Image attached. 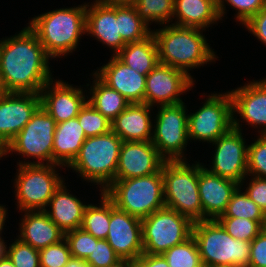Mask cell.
<instances>
[{"label": "cell", "instance_id": "cell-1", "mask_svg": "<svg viewBox=\"0 0 266 267\" xmlns=\"http://www.w3.org/2000/svg\"><path fill=\"white\" fill-rule=\"evenodd\" d=\"M49 60L53 59L29 26L15 35L1 38L0 70L4 92L40 94L54 78Z\"/></svg>", "mask_w": 266, "mask_h": 267}, {"label": "cell", "instance_id": "cell-2", "mask_svg": "<svg viewBox=\"0 0 266 267\" xmlns=\"http://www.w3.org/2000/svg\"><path fill=\"white\" fill-rule=\"evenodd\" d=\"M159 27L152 30L159 63L183 70L193 78L192 69L215 63L219 58L203 35L205 30L174 24Z\"/></svg>", "mask_w": 266, "mask_h": 267}, {"label": "cell", "instance_id": "cell-3", "mask_svg": "<svg viewBox=\"0 0 266 267\" xmlns=\"http://www.w3.org/2000/svg\"><path fill=\"white\" fill-rule=\"evenodd\" d=\"M86 4L56 8L28 21L27 25L52 59L58 61L77 50L81 36L86 35Z\"/></svg>", "mask_w": 266, "mask_h": 267}, {"label": "cell", "instance_id": "cell-4", "mask_svg": "<svg viewBox=\"0 0 266 267\" xmlns=\"http://www.w3.org/2000/svg\"><path fill=\"white\" fill-rule=\"evenodd\" d=\"M122 143L112 130L87 137L67 170L71 169L83 182L97 185L98 191L103 192L115 180Z\"/></svg>", "mask_w": 266, "mask_h": 267}, {"label": "cell", "instance_id": "cell-5", "mask_svg": "<svg viewBox=\"0 0 266 267\" xmlns=\"http://www.w3.org/2000/svg\"><path fill=\"white\" fill-rule=\"evenodd\" d=\"M103 193L114 206L139 219L165 207L162 168L148 176L115 179Z\"/></svg>", "mask_w": 266, "mask_h": 267}, {"label": "cell", "instance_id": "cell-6", "mask_svg": "<svg viewBox=\"0 0 266 267\" xmlns=\"http://www.w3.org/2000/svg\"><path fill=\"white\" fill-rule=\"evenodd\" d=\"M192 236L208 267H249L251 242L234 239L216 219L194 222Z\"/></svg>", "mask_w": 266, "mask_h": 267}, {"label": "cell", "instance_id": "cell-7", "mask_svg": "<svg viewBox=\"0 0 266 267\" xmlns=\"http://www.w3.org/2000/svg\"><path fill=\"white\" fill-rule=\"evenodd\" d=\"M165 207L193 223L203 220L198 190V161H165L162 165Z\"/></svg>", "mask_w": 266, "mask_h": 267}, {"label": "cell", "instance_id": "cell-8", "mask_svg": "<svg viewBox=\"0 0 266 267\" xmlns=\"http://www.w3.org/2000/svg\"><path fill=\"white\" fill-rule=\"evenodd\" d=\"M13 188L18 212L44 210L55 191L65 181L55 164L17 165ZM57 169V170H56Z\"/></svg>", "mask_w": 266, "mask_h": 267}, {"label": "cell", "instance_id": "cell-9", "mask_svg": "<svg viewBox=\"0 0 266 267\" xmlns=\"http://www.w3.org/2000/svg\"><path fill=\"white\" fill-rule=\"evenodd\" d=\"M56 121L40 106L30 121L0 153V160L9 154H19L20 164H53V142ZM29 159V160H26ZM30 159H33L31 162ZM34 159L36 161H34Z\"/></svg>", "mask_w": 266, "mask_h": 267}, {"label": "cell", "instance_id": "cell-10", "mask_svg": "<svg viewBox=\"0 0 266 267\" xmlns=\"http://www.w3.org/2000/svg\"><path fill=\"white\" fill-rule=\"evenodd\" d=\"M181 102L173 105L157 106L154 114L151 142L165 161H188V109Z\"/></svg>", "mask_w": 266, "mask_h": 267}, {"label": "cell", "instance_id": "cell-11", "mask_svg": "<svg viewBox=\"0 0 266 267\" xmlns=\"http://www.w3.org/2000/svg\"><path fill=\"white\" fill-rule=\"evenodd\" d=\"M201 95L207 97L203 105L188 113V137L190 142L210 144L233 127L232 98L229 91Z\"/></svg>", "mask_w": 266, "mask_h": 267}, {"label": "cell", "instance_id": "cell-12", "mask_svg": "<svg viewBox=\"0 0 266 267\" xmlns=\"http://www.w3.org/2000/svg\"><path fill=\"white\" fill-rule=\"evenodd\" d=\"M144 254H163L192 236L193 222L164 207L141 219Z\"/></svg>", "mask_w": 266, "mask_h": 267}, {"label": "cell", "instance_id": "cell-13", "mask_svg": "<svg viewBox=\"0 0 266 267\" xmlns=\"http://www.w3.org/2000/svg\"><path fill=\"white\" fill-rule=\"evenodd\" d=\"M241 130L231 128L226 134L210 143L214 146L212 165L203 166L211 173L241 183L248 175V145ZM208 166V168L206 167Z\"/></svg>", "mask_w": 266, "mask_h": 267}, {"label": "cell", "instance_id": "cell-14", "mask_svg": "<svg viewBox=\"0 0 266 267\" xmlns=\"http://www.w3.org/2000/svg\"><path fill=\"white\" fill-rule=\"evenodd\" d=\"M194 79L183 70L158 63L146 76L144 104L157 107L184 102L181 95L195 87Z\"/></svg>", "mask_w": 266, "mask_h": 267}, {"label": "cell", "instance_id": "cell-15", "mask_svg": "<svg viewBox=\"0 0 266 267\" xmlns=\"http://www.w3.org/2000/svg\"><path fill=\"white\" fill-rule=\"evenodd\" d=\"M228 91L232 98L233 128L243 131L241 123L245 122L258 129V135H266V80L248 81Z\"/></svg>", "mask_w": 266, "mask_h": 267}, {"label": "cell", "instance_id": "cell-16", "mask_svg": "<svg viewBox=\"0 0 266 267\" xmlns=\"http://www.w3.org/2000/svg\"><path fill=\"white\" fill-rule=\"evenodd\" d=\"M41 106L40 94L4 92L0 97V153Z\"/></svg>", "mask_w": 266, "mask_h": 267}, {"label": "cell", "instance_id": "cell-17", "mask_svg": "<svg viewBox=\"0 0 266 267\" xmlns=\"http://www.w3.org/2000/svg\"><path fill=\"white\" fill-rule=\"evenodd\" d=\"M61 79H51L40 91L41 106L60 123L77 117L87 102L85 85L78 87Z\"/></svg>", "mask_w": 266, "mask_h": 267}, {"label": "cell", "instance_id": "cell-18", "mask_svg": "<svg viewBox=\"0 0 266 267\" xmlns=\"http://www.w3.org/2000/svg\"><path fill=\"white\" fill-rule=\"evenodd\" d=\"M106 240L121 259L137 260L143 254L141 219L116 208L110 200Z\"/></svg>", "mask_w": 266, "mask_h": 267}, {"label": "cell", "instance_id": "cell-19", "mask_svg": "<svg viewBox=\"0 0 266 267\" xmlns=\"http://www.w3.org/2000/svg\"><path fill=\"white\" fill-rule=\"evenodd\" d=\"M165 160L151 141H123L115 179H130L158 172Z\"/></svg>", "mask_w": 266, "mask_h": 267}, {"label": "cell", "instance_id": "cell-20", "mask_svg": "<svg viewBox=\"0 0 266 267\" xmlns=\"http://www.w3.org/2000/svg\"><path fill=\"white\" fill-rule=\"evenodd\" d=\"M240 186L234 180L209 172L203 162L198 161V190L203 210V220H214L221 216Z\"/></svg>", "mask_w": 266, "mask_h": 267}, {"label": "cell", "instance_id": "cell-21", "mask_svg": "<svg viewBox=\"0 0 266 267\" xmlns=\"http://www.w3.org/2000/svg\"><path fill=\"white\" fill-rule=\"evenodd\" d=\"M108 63L93 73L108 87L118 91L131 104L144 103L146 75H141L123 63L116 55H111Z\"/></svg>", "mask_w": 266, "mask_h": 267}, {"label": "cell", "instance_id": "cell-22", "mask_svg": "<svg viewBox=\"0 0 266 267\" xmlns=\"http://www.w3.org/2000/svg\"><path fill=\"white\" fill-rule=\"evenodd\" d=\"M86 34L110 48L112 55H116L126 45L119 32L116 6L96 0L86 4Z\"/></svg>", "mask_w": 266, "mask_h": 267}, {"label": "cell", "instance_id": "cell-23", "mask_svg": "<svg viewBox=\"0 0 266 267\" xmlns=\"http://www.w3.org/2000/svg\"><path fill=\"white\" fill-rule=\"evenodd\" d=\"M153 109L144 103H132L111 122V130L122 141H151Z\"/></svg>", "mask_w": 266, "mask_h": 267}, {"label": "cell", "instance_id": "cell-24", "mask_svg": "<svg viewBox=\"0 0 266 267\" xmlns=\"http://www.w3.org/2000/svg\"><path fill=\"white\" fill-rule=\"evenodd\" d=\"M19 232L16 236L37 250L56 244L64 239V232L43 210L21 211Z\"/></svg>", "mask_w": 266, "mask_h": 267}, {"label": "cell", "instance_id": "cell-25", "mask_svg": "<svg viewBox=\"0 0 266 267\" xmlns=\"http://www.w3.org/2000/svg\"><path fill=\"white\" fill-rule=\"evenodd\" d=\"M65 184L64 181L43 210L64 233L81 227L85 208L89 204L72 194Z\"/></svg>", "mask_w": 266, "mask_h": 267}, {"label": "cell", "instance_id": "cell-26", "mask_svg": "<svg viewBox=\"0 0 266 267\" xmlns=\"http://www.w3.org/2000/svg\"><path fill=\"white\" fill-rule=\"evenodd\" d=\"M219 21L221 22V18L217 0H174V25L205 31L208 28L209 31V27L218 25Z\"/></svg>", "mask_w": 266, "mask_h": 267}, {"label": "cell", "instance_id": "cell-27", "mask_svg": "<svg viewBox=\"0 0 266 267\" xmlns=\"http://www.w3.org/2000/svg\"><path fill=\"white\" fill-rule=\"evenodd\" d=\"M86 138L77 117L57 123L53 142V164L68 167L78 155Z\"/></svg>", "mask_w": 266, "mask_h": 267}, {"label": "cell", "instance_id": "cell-28", "mask_svg": "<svg viewBox=\"0 0 266 267\" xmlns=\"http://www.w3.org/2000/svg\"><path fill=\"white\" fill-rule=\"evenodd\" d=\"M90 75H93L91 77L92 84L88 81L85 85L89 90L87 91V101L112 122L131 103L118 91L104 84L93 72ZM89 86L90 88H88Z\"/></svg>", "mask_w": 266, "mask_h": 267}, {"label": "cell", "instance_id": "cell-29", "mask_svg": "<svg viewBox=\"0 0 266 267\" xmlns=\"http://www.w3.org/2000/svg\"><path fill=\"white\" fill-rule=\"evenodd\" d=\"M116 56L128 67L146 76L159 63L158 48L153 34L144 40L126 44Z\"/></svg>", "mask_w": 266, "mask_h": 267}, {"label": "cell", "instance_id": "cell-30", "mask_svg": "<svg viewBox=\"0 0 266 267\" xmlns=\"http://www.w3.org/2000/svg\"><path fill=\"white\" fill-rule=\"evenodd\" d=\"M116 20L126 44L144 40L152 34L151 27L140 18L135 6H116Z\"/></svg>", "mask_w": 266, "mask_h": 267}, {"label": "cell", "instance_id": "cell-31", "mask_svg": "<svg viewBox=\"0 0 266 267\" xmlns=\"http://www.w3.org/2000/svg\"><path fill=\"white\" fill-rule=\"evenodd\" d=\"M98 204H88L85 208L81 229L97 239H106L110 223V199L101 192Z\"/></svg>", "mask_w": 266, "mask_h": 267}, {"label": "cell", "instance_id": "cell-32", "mask_svg": "<svg viewBox=\"0 0 266 267\" xmlns=\"http://www.w3.org/2000/svg\"><path fill=\"white\" fill-rule=\"evenodd\" d=\"M140 18L149 26L172 24L174 0H137L135 3Z\"/></svg>", "mask_w": 266, "mask_h": 267}, {"label": "cell", "instance_id": "cell-33", "mask_svg": "<svg viewBox=\"0 0 266 267\" xmlns=\"http://www.w3.org/2000/svg\"><path fill=\"white\" fill-rule=\"evenodd\" d=\"M219 217H241L254 221H266L265 212L249 198L240 186L232 194L225 212Z\"/></svg>", "mask_w": 266, "mask_h": 267}, {"label": "cell", "instance_id": "cell-34", "mask_svg": "<svg viewBox=\"0 0 266 267\" xmlns=\"http://www.w3.org/2000/svg\"><path fill=\"white\" fill-rule=\"evenodd\" d=\"M234 239L251 242L266 227V221H254L237 217H218L216 219Z\"/></svg>", "mask_w": 266, "mask_h": 267}, {"label": "cell", "instance_id": "cell-35", "mask_svg": "<svg viewBox=\"0 0 266 267\" xmlns=\"http://www.w3.org/2000/svg\"><path fill=\"white\" fill-rule=\"evenodd\" d=\"M162 255L167 260L169 267H194L202 262L193 236L185 242L171 247Z\"/></svg>", "mask_w": 266, "mask_h": 267}, {"label": "cell", "instance_id": "cell-36", "mask_svg": "<svg viewBox=\"0 0 266 267\" xmlns=\"http://www.w3.org/2000/svg\"><path fill=\"white\" fill-rule=\"evenodd\" d=\"M86 137L98 136L111 130V121L96 110L88 101L77 115Z\"/></svg>", "mask_w": 266, "mask_h": 267}, {"label": "cell", "instance_id": "cell-37", "mask_svg": "<svg viewBox=\"0 0 266 267\" xmlns=\"http://www.w3.org/2000/svg\"><path fill=\"white\" fill-rule=\"evenodd\" d=\"M217 2L221 21H223L222 18H224L225 14H227L226 6L230 5L236 13L234 14V19H236L235 21H237V23L239 22V25L242 26L251 17L266 7V0H217Z\"/></svg>", "mask_w": 266, "mask_h": 267}, {"label": "cell", "instance_id": "cell-38", "mask_svg": "<svg viewBox=\"0 0 266 267\" xmlns=\"http://www.w3.org/2000/svg\"><path fill=\"white\" fill-rule=\"evenodd\" d=\"M10 242L12 243L7 246L6 255L15 267H40L39 250L24 243L19 238Z\"/></svg>", "mask_w": 266, "mask_h": 267}, {"label": "cell", "instance_id": "cell-39", "mask_svg": "<svg viewBox=\"0 0 266 267\" xmlns=\"http://www.w3.org/2000/svg\"><path fill=\"white\" fill-rule=\"evenodd\" d=\"M248 145V176L266 178V135H257Z\"/></svg>", "mask_w": 266, "mask_h": 267}, {"label": "cell", "instance_id": "cell-40", "mask_svg": "<svg viewBox=\"0 0 266 267\" xmlns=\"http://www.w3.org/2000/svg\"><path fill=\"white\" fill-rule=\"evenodd\" d=\"M72 257L86 260L94 249V236L82 230L75 229L64 234Z\"/></svg>", "mask_w": 266, "mask_h": 267}, {"label": "cell", "instance_id": "cell-41", "mask_svg": "<svg viewBox=\"0 0 266 267\" xmlns=\"http://www.w3.org/2000/svg\"><path fill=\"white\" fill-rule=\"evenodd\" d=\"M71 257L65 239L39 250L40 267H64Z\"/></svg>", "mask_w": 266, "mask_h": 267}, {"label": "cell", "instance_id": "cell-42", "mask_svg": "<svg viewBox=\"0 0 266 267\" xmlns=\"http://www.w3.org/2000/svg\"><path fill=\"white\" fill-rule=\"evenodd\" d=\"M118 256L106 239H97L94 237L93 252L86 259L91 267H110L118 263Z\"/></svg>", "mask_w": 266, "mask_h": 267}, {"label": "cell", "instance_id": "cell-43", "mask_svg": "<svg viewBox=\"0 0 266 267\" xmlns=\"http://www.w3.org/2000/svg\"><path fill=\"white\" fill-rule=\"evenodd\" d=\"M246 180L249 181V183ZM240 187L245 191L249 198L253 200L266 214V178L254 176L248 177L247 175L241 181Z\"/></svg>", "mask_w": 266, "mask_h": 267}, {"label": "cell", "instance_id": "cell-44", "mask_svg": "<svg viewBox=\"0 0 266 267\" xmlns=\"http://www.w3.org/2000/svg\"><path fill=\"white\" fill-rule=\"evenodd\" d=\"M249 267H266V227L251 241Z\"/></svg>", "mask_w": 266, "mask_h": 267}, {"label": "cell", "instance_id": "cell-45", "mask_svg": "<svg viewBox=\"0 0 266 267\" xmlns=\"http://www.w3.org/2000/svg\"><path fill=\"white\" fill-rule=\"evenodd\" d=\"M243 27L266 46V7L251 17Z\"/></svg>", "mask_w": 266, "mask_h": 267}, {"label": "cell", "instance_id": "cell-46", "mask_svg": "<svg viewBox=\"0 0 266 267\" xmlns=\"http://www.w3.org/2000/svg\"><path fill=\"white\" fill-rule=\"evenodd\" d=\"M144 267H169L162 254H142L137 259Z\"/></svg>", "mask_w": 266, "mask_h": 267}, {"label": "cell", "instance_id": "cell-47", "mask_svg": "<svg viewBox=\"0 0 266 267\" xmlns=\"http://www.w3.org/2000/svg\"><path fill=\"white\" fill-rule=\"evenodd\" d=\"M102 4L110 5V6H123L129 5L134 6L137 0H96Z\"/></svg>", "mask_w": 266, "mask_h": 267}, {"label": "cell", "instance_id": "cell-48", "mask_svg": "<svg viewBox=\"0 0 266 267\" xmlns=\"http://www.w3.org/2000/svg\"><path fill=\"white\" fill-rule=\"evenodd\" d=\"M7 218H8V208H6V205L0 204V239H5L3 238L2 233L4 232L5 229L4 227H6L5 222L7 221Z\"/></svg>", "mask_w": 266, "mask_h": 267}, {"label": "cell", "instance_id": "cell-49", "mask_svg": "<svg viewBox=\"0 0 266 267\" xmlns=\"http://www.w3.org/2000/svg\"><path fill=\"white\" fill-rule=\"evenodd\" d=\"M64 267H91L88 262L81 258L71 257Z\"/></svg>", "mask_w": 266, "mask_h": 267}, {"label": "cell", "instance_id": "cell-50", "mask_svg": "<svg viewBox=\"0 0 266 267\" xmlns=\"http://www.w3.org/2000/svg\"><path fill=\"white\" fill-rule=\"evenodd\" d=\"M7 242L4 239H0V260L7 254Z\"/></svg>", "mask_w": 266, "mask_h": 267}, {"label": "cell", "instance_id": "cell-51", "mask_svg": "<svg viewBox=\"0 0 266 267\" xmlns=\"http://www.w3.org/2000/svg\"><path fill=\"white\" fill-rule=\"evenodd\" d=\"M0 267H15V265L6 255L4 258L0 260Z\"/></svg>", "mask_w": 266, "mask_h": 267}, {"label": "cell", "instance_id": "cell-52", "mask_svg": "<svg viewBox=\"0 0 266 267\" xmlns=\"http://www.w3.org/2000/svg\"><path fill=\"white\" fill-rule=\"evenodd\" d=\"M110 267H130V260L129 259H122L118 263Z\"/></svg>", "mask_w": 266, "mask_h": 267}, {"label": "cell", "instance_id": "cell-53", "mask_svg": "<svg viewBox=\"0 0 266 267\" xmlns=\"http://www.w3.org/2000/svg\"><path fill=\"white\" fill-rule=\"evenodd\" d=\"M130 267H144L138 260H130Z\"/></svg>", "mask_w": 266, "mask_h": 267}, {"label": "cell", "instance_id": "cell-54", "mask_svg": "<svg viewBox=\"0 0 266 267\" xmlns=\"http://www.w3.org/2000/svg\"><path fill=\"white\" fill-rule=\"evenodd\" d=\"M0 89L4 92L2 77H1V70H0Z\"/></svg>", "mask_w": 266, "mask_h": 267}, {"label": "cell", "instance_id": "cell-55", "mask_svg": "<svg viewBox=\"0 0 266 267\" xmlns=\"http://www.w3.org/2000/svg\"><path fill=\"white\" fill-rule=\"evenodd\" d=\"M194 267H208L205 263L201 262L199 265L194 266Z\"/></svg>", "mask_w": 266, "mask_h": 267}, {"label": "cell", "instance_id": "cell-56", "mask_svg": "<svg viewBox=\"0 0 266 267\" xmlns=\"http://www.w3.org/2000/svg\"><path fill=\"white\" fill-rule=\"evenodd\" d=\"M209 267H237V266H224V265H216V266H209Z\"/></svg>", "mask_w": 266, "mask_h": 267}, {"label": "cell", "instance_id": "cell-57", "mask_svg": "<svg viewBox=\"0 0 266 267\" xmlns=\"http://www.w3.org/2000/svg\"><path fill=\"white\" fill-rule=\"evenodd\" d=\"M4 92L0 89V97H1V95L3 94Z\"/></svg>", "mask_w": 266, "mask_h": 267}]
</instances>
